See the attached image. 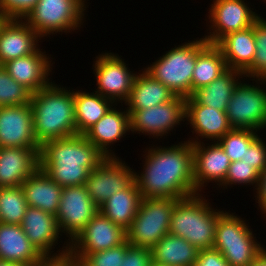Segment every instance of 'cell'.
I'll return each mask as SVG.
<instances>
[{"label":"cell","mask_w":266,"mask_h":266,"mask_svg":"<svg viewBox=\"0 0 266 266\" xmlns=\"http://www.w3.org/2000/svg\"><path fill=\"white\" fill-rule=\"evenodd\" d=\"M257 191H255L256 195H255V200L257 202L258 200V210L260 209L262 215H264V218L266 216V168L264 169V171H262L260 173V176H259V181H258V185L256 187Z\"/></svg>","instance_id":"43"},{"label":"cell","mask_w":266,"mask_h":266,"mask_svg":"<svg viewBox=\"0 0 266 266\" xmlns=\"http://www.w3.org/2000/svg\"><path fill=\"white\" fill-rule=\"evenodd\" d=\"M152 250L144 247L129 245L121 266H150Z\"/></svg>","instance_id":"41"},{"label":"cell","mask_w":266,"mask_h":266,"mask_svg":"<svg viewBox=\"0 0 266 266\" xmlns=\"http://www.w3.org/2000/svg\"><path fill=\"white\" fill-rule=\"evenodd\" d=\"M28 206L56 216L63 187L54 182L40 167L22 184Z\"/></svg>","instance_id":"26"},{"label":"cell","mask_w":266,"mask_h":266,"mask_svg":"<svg viewBox=\"0 0 266 266\" xmlns=\"http://www.w3.org/2000/svg\"><path fill=\"white\" fill-rule=\"evenodd\" d=\"M8 18L0 11V28Z\"/></svg>","instance_id":"47"},{"label":"cell","mask_w":266,"mask_h":266,"mask_svg":"<svg viewBox=\"0 0 266 266\" xmlns=\"http://www.w3.org/2000/svg\"><path fill=\"white\" fill-rule=\"evenodd\" d=\"M176 198H141L137 214L126 230L127 242L152 249L169 234L171 215Z\"/></svg>","instance_id":"8"},{"label":"cell","mask_w":266,"mask_h":266,"mask_svg":"<svg viewBox=\"0 0 266 266\" xmlns=\"http://www.w3.org/2000/svg\"><path fill=\"white\" fill-rule=\"evenodd\" d=\"M193 266H230L224 256L216 249H201Z\"/></svg>","instance_id":"42"},{"label":"cell","mask_w":266,"mask_h":266,"mask_svg":"<svg viewBox=\"0 0 266 266\" xmlns=\"http://www.w3.org/2000/svg\"><path fill=\"white\" fill-rule=\"evenodd\" d=\"M40 150L0 147V188L21 186L40 167Z\"/></svg>","instance_id":"19"},{"label":"cell","mask_w":266,"mask_h":266,"mask_svg":"<svg viewBox=\"0 0 266 266\" xmlns=\"http://www.w3.org/2000/svg\"><path fill=\"white\" fill-rule=\"evenodd\" d=\"M205 144L203 141L192 144L193 178L197 194H202L203 187L209 182H215L219 187L224 182L231 164L229 156L218 142Z\"/></svg>","instance_id":"17"},{"label":"cell","mask_w":266,"mask_h":266,"mask_svg":"<svg viewBox=\"0 0 266 266\" xmlns=\"http://www.w3.org/2000/svg\"><path fill=\"white\" fill-rule=\"evenodd\" d=\"M121 57L112 52L98 54L93 63V73L97 81L94 92L123 106L122 103L129 98L137 72L130 71Z\"/></svg>","instance_id":"10"},{"label":"cell","mask_w":266,"mask_h":266,"mask_svg":"<svg viewBox=\"0 0 266 266\" xmlns=\"http://www.w3.org/2000/svg\"><path fill=\"white\" fill-rule=\"evenodd\" d=\"M33 132L40 146L50 140L77 135L73 90L54 81L32 93Z\"/></svg>","instance_id":"3"},{"label":"cell","mask_w":266,"mask_h":266,"mask_svg":"<svg viewBox=\"0 0 266 266\" xmlns=\"http://www.w3.org/2000/svg\"><path fill=\"white\" fill-rule=\"evenodd\" d=\"M126 164L119 157H106L90 171L84 186L98 208L112 194L127 188L134 181L135 170Z\"/></svg>","instance_id":"14"},{"label":"cell","mask_w":266,"mask_h":266,"mask_svg":"<svg viewBox=\"0 0 266 266\" xmlns=\"http://www.w3.org/2000/svg\"><path fill=\"white\" fill-rule=\"evenodd\" d=\"M39 0H0V11L8 19H23Z\"/></svg>","instance_id":"40"},{"label":"cell","mask_w":266,"mask_h":266,"mask_svg":"<svg viewBox=\"0 0 266 266\" xmlns=\"http://www.w3.org/2000/svg\"><path fill=\"white\" fill-rule=\"evenodd\" d=\"M98 209L84 185L64 187L56 219L62 236L64 233L65 237H68L65 241L70 244L95 216Z\"/></svg>","instance_id":"13"},{"label":"cell","mask_w":266,"mask_h":266,"mask_svg":"<svg viewBox=\"0 0 266 266\" xmlns=\"http://www.w3.org/2000/svg\"><path fill=\"white\" fill-rule=\"evenodd\" d=\"M41 50L39 48L35 53L16 58L2 65L16 82L24 85L32 93L38 92L52 83L49 75L54 63H51L49 54Z\"/></svg>","instance_id":"21"},{"label":"cell","mask_w":266,"mask_h":266,"mask_svg":"<svg viewBox=\"0 0 266 266\" xmlns=\"http://www.w3.org/2000/svg\"><path fill=\"white\" fill-rule=\"evenodd\" d=\"M0 147L41 148L33 132L31 103L0 107Z\"/></svg>","instance_id":"18"},{"label":"cell","mask_w":266,"mask_h":266,"mask_svg":"<svg viewBox=\"0 0 266 266\" xmlns=\"http://www.w3.org/2000/svg\"><path fill=\"white\" fill-rule=\"evenodd\" d=\"M126 241V230L98 211L70 242L69 254H90L117 247Z\"/></svg>","instance_id":"15"},{"label":"cell","mask_w":266,"mask_h":266,"mask_svg":"<svg viewBox=\"0 0 266 266\" xmlns=\"http://www.w3.org/2000/svg\"><path fill=\"white\" fill-rule=\"evenodd\" d=\"M248 5L245 0H213L207 16L210 32L203 38L209 44H217L227 34L251 27L262 16Z\"/></svg>","instance_id":"12"},{"label":"cell","mask_w":266,"mask_h":266,"mask_svg":"<svg viewBox=\"0 0 266 266\" xmlns=\"http://www.w3.org/2000/svg\"><path fill=\"white\" fill-rule=\"evenodd\" d=\"M142 70L136 75L129 98L124 103L129 114L135 110L167 103L176 96L167 86Z\"/></svg>","instance_id":"27"},{"label":"cell","mask_w":266,"mask_h":266,"mask_svg":"<svg viewBox=\"0 0 266 266\" xmlns=\"http://www.w3.org/2000/svg\"><path fill=\"white\" fill-rule=\"evenodd\" d=\"M104 156L84 135L50 140L41 146L40 168L61 187L84 185Z\"/></svg>","instance_id":"2"},{"label":"cell","mask_w":266,"mask_h":266,"mask_svg":"<svg viewBox=\"0 0 266 266\" xmlns=\"http://www.w3.org/2000/svg\"><path fill=\"white\" fill-rule=\"evenodd\" d=\"M255 37V56L253 64L243 73L253 80L266 81V20L259 18L253 25Z\"/></svg>","instance_id":"35"},{"label":"cell","mask_w":266,"mask_h":266,"mask_svg":"<svg viewBox=\"0 0 266 266\" xmlns=\"http://www.w3.org/2000/svg\"><path fill=\"white\" fill-rule=\"evenodd\" d=\"M74 111L77 134L83 135L90 127L98 122L115 103L98 94L73 90Z\"/></svg>","instance_id":"30"},{"label":"cell","mask_w":266,"mask_h":266,"mask_svg":"<svg viewBox=\"0 0 266 266\" xmlns=\"http://www.w3.org/2000/svg\"><path fill=\"white\" fill-rule=\"evenodd\" d=\"M33 266H77V263L67 254L60 257H45L41 262Z\"/></svg>","instance_id":"44"},{"label":"cell","mask_w":266,"mask_h":266,"mask_svg":"<svg viewBox=\"0 0 266 266\" xmlns=\"http://www.w3.org/2000/svg\"><path fill=\"white\" fill-rule=\"evenodd\" d=\"M250 266H266V248L262 253L250 264Z\"/></svg>","instance_id":"45"},{"label":"cell","mask_w":266,"mask_h":266,"mask_svg":"<svg viewBox=\"0 0 266 266\" xmlns=\"http://www.w3.org/2000/svg\"><path fill=\"white\" fill-rule=\"evenodd\" d=\"M141 198L134 180L127 188L112 194L98 210L114 224L127 230L137 214Z\"/></svg>","instance_id":"29"},{"label":"cell","mask_w":266,"mask_h":266,"mask_svg":"<svg viewBox=\"0 0 266 266\" xmlns=\"http://www.w3.org/2000/svg\"><path fill=\"white\" fill-rule=\"evenodd\" d=\"M185 100L182 96H175L167 103L131 112L130 131L149 135V138H165L170 131L175 130L174 127L185 122Z\"/></svg>","instance_id":"11"},{"label":"cell","mask_w":266,"mask_h":266,"mask_svg":"<svg viewBox=\"0 0 266 266\" xmlns=\"http://www.w3.org/2000/svg\"><path fill=\"white\" fill-rule=\"evenodd\" d=\"M202 195L178 199L169 225V234L184 238L199 250L213 248L217 220L224 212L214 209Z\"/></svg>","instance_id":"4"},{"label":"cell","mask_w":266,"mask_h":266,"mask_svg":"<svg viewBox=\"0 0 266 266\" xmlns=\"http://www.w3.org/2000/svg\"><path fill=\"white\" fill-rule=\"evenodd\" d=\"M260 174L252 167L242 160L231 162L224 182L216 188L233 187V185H252L256 189ZM223 186V187H222ZM225 187V188H224Z\"/></svg>","instance_id":"38"},{"label":"cell","mask_w":266,"mask_h":266,"mask_svg":"<svg viewBox=\"0 0 266 266\" xmlns=\"http://www.w3.org/2000/svg\"><path fill=\"white\" fill-rule=\"evenodd\" d=\"M150 266H166V265H161V264H158V263H155L154 261H152Z\"/></svg>","instance_id":"48"},{"label":"cell","mask_w":266,"mask_h":266,"mask_svg":"<svg viewBox=\"0 0 266 266\" xmlns=\"http://www.w3.org/2000/svg\"><path fill=\"white\" fill-rule=\"evenodd\" d=\"M260 135L250 144L242 161L260 174L266 168V144Z\"/></svg>","instance_id":"39"},{"label":"cell","mask_w":266,"mask_h":266,"mask_svg":"<svg viewBox=\"0 0 266 266\" xmlns=\"http://www.w3.org/2000/svg\"><path fill=\"white\" fill-rule=\"evenodd\" d=\"M87 0H39L23 20L42 38L80 29Z\"/></svg>","instance_id":"7"},{"label":"cell","mask_w":266,"mask_h":266,"mask_svg":"<svg viewBox=\"0 0 266 266\" xmlns=\"http://www.w3.org/2000/svg\"><path fill=\"white\" fill-rule=\"evenodd\" d=\"M28 204L21 186L0 188V222L21 225Z\"/></svg>","instance_id":"33"},{"label":"cell","mask_w":266,"mask_h":266,"mask_svg":"<svg viewBox=\"0 0 266 266\" xmlns=\"http://www.w3.org/2000/svg\"><path fill=\"white\" fill-rule=\"evenodd\" d=\"M41 39L23 19H7L0 28V66L35 53Z\"/></svg>","instance_id":"20"},{"label":"cell","mask_w":266,"mask_h":266,"mask_svg":"<svg viewBox=\"0 0 266 266\" xmlns=\"http://www.w3.org/2000/svg\"><path fill=\"white\" fill-rule=\"evenodd\" d=\"M21 227L30 242L44 257H60L69 254V243L67 241H64L61 250L59 249L56 251L57 253H53L56 244L58 245L61 242L59 238L62 236L56 216L39 208L28 206Z\"/></svg>","instance_id":"16"},{"label":"cell","mask_w":266,"mask_h":266,"mask_svg":"<svg viewBox=\"0 0 266 266\" xmlns=\"http://www.w3.org/2000/svg\"><path fill=\"white\" fill-rule=\"evenodd\" d=\"M114 105L83 135L106 157H117L110 146L130 133V117L127 110ZM128 132V133H127ZM124 135V136H123Z\"/></svg>","instance_id":"23"},{"label":"cell","mask_w":266,"mask_h":266,"mask_svg":"<svg viewBox=\"0 0 266 266\" xmlns=\"http://www.w3.org/2000/svg\"><path fill=\"white\" fill-rule=\"evenodd\" d=\"M151 250L153 261L166 266H193L200 251L184 238L171 234L165 235Z\"/></svg>","instance_id":"31"},{"label":"cell","mask_w":266,"mask_h":266,"mask_svg":"<svg viewBox=\"0 0 266 266\" xmlns=\"http://www.w3.org/2000/svg\"><path fill=\"white\" fill-rule=\"evenodd\" d=\"M228 69L221 49L216 44L207 43L197 54L193 70L192 93L206 86Z\"/></svg>","instance_id":"32"},{"label":"cell","mask_w":266,"mask_h":266,"mask_svg":"<svg viewBox=\"0 0 266 266\" xmlns=\"http://www.w3.org/2000/svg\"><path fill=\"white\" fill-rule=\"evenodd\" d=\"M229 69L244 73L254 61L255 37L253 26L227 34L217 44Z\"/></svg>","instance_id":"28"},{"label":"cell","mask_w":266,"mask_h":266,"mask_svg":"<svg viewBox=\"0 0 266 266\" xmlns=\"http://www.w3.org/2000/svg\"><path fill=\"white\" fill-rule=\"evenodd\" d=\"M150 147L143 155V170L134 174L141 197L183 199L196 195L192 143L187 139L166 147Z\"/></svg>","instance_id":"1"},{"label":"cell","mask_w":266,"mask_h":266,"mask_svg":"<svg viewBox=\"0 0 266 266\" xmlns=\"http://www.w3.org/2000/svg\"><path fill=\"white\" fill-rule=\"evenodd\" d=\"M207 43L202 37L175 45L144 70L167 86L176 96L188 98L192 94V78L197 54Z\"/></svg>","instance_id":"5"},{"label":"cell","mask_w":266,"mask_h":266,"mask_svg":"<svg viewBox=\"0 0 266 266\" xmlns=\"http://www.w3.org/2000/svg\"><path fill=\"white\" fill-rule=\"evenodd\" d=\"M130 244L125 243L107 250L96 251L90 254H69L77 266H121L126 249Z\"/></svg>","instance_id":"37"},{"label":"cell","mask_w":266,"mask_h":266,"mask_svg":"<svg viewBox=\"0 0 266 266\" xmlns=\"http://www.w3.org/2000/svg\"><path fill=\"white\" fill-rule=\"evenodd\" d=\"M245 75L235 69H227L219 77L206 86L193 91L186 98L185 104H202L220 111H226L231 95Z\"/></svg>","instance_id":"25"},{"label":"cell","mask_w":266,"mask_h":266,"mask_svg":"<svg viewBox=\"0 0 266 266\" xmlns=\"http://www.w3.org/2000/svg\"><path fill=\"white\" fill-rule=\"evenodd\" d=\"M44 258L27 238L21 225L0 222V260L33 266Z\"/></svg>","instance_id":"24"},{"label":"cell","mask_w":266,"mask_h":266,"mask_svg":"<svg viewBox=\"0 0 266 266\" xmlns=\"http://www.w3.org/2000/svg\"><path fill=\"white\" fill-rule=\"evenodd\" d=\"M241 80L227 105L229 124L233 129L261 132L266 129V81L252 79L256 82L252 85L244 81L245 78Z\"/></svg>","instance_id":"9"},{"label":"cell","mask_w":266,"mask_h":266,"mask_svg":"<svg viewBox=\"0 0 266 266\" xmlns=\"http://www.w3.org/2000/svg\"><path fill=\"white\" fill-rule=\"evenodd\" d=\"M258 132L249 129H232L217 141L229 156L231 162L242 160Z\"/></svg>","instance_id":"34"},{"label":"cell","mask_w":266,"mask_h":266,"mask_svg":"<svg viewBox=\"0 0 266 266\" xmlns=\"http://www.w3.org/2000/svg\"><path fill=\"white\" fill-rule=\"evenodd\" d=\"M32 92L24 85L16 82L0 66V107L18 106L30 103Z\"/></svg>","instance_id":"36"},{"label":"cell","mask_w":266,"mask_h":266,"mask_svg":"<svg viewBox=\"0 0 266 266\" xmlns=\"http://www.w3.org/2000/svg\"><path fill=\"white\" fill-rule=\"evenodd\" d=\"M185 121H188L187 125L190 124L193 129L192 135L194 133L197 135L194 136L196 139L189 138L188 141L192 144L200 143L205 138L212 143L217 142L233 129L229 124L226 111L202 104H185Z\"/></svg>","instance_id":"22"},{"label":"cell","mask_w":266,"mask_h":266,"mask_svg":"<svg viewBox=\"0 0 266 266\" xmlns=\"http://www.w3.org/2000/svg\"><path fill=\"white\" fill-rule=\"evenodd\" d=\"M0 266H31V265L0 260Z\"/></svg>","instance_id":"46"},{"label":"cell","mask_w":266,"mask_h":266,"mask_svg":"<svg viewBox=\"0 0 266 266\" xmlns=\"http://www.w3.org/2000/svg\"><path fill=\"white\" fill-rule=\"evenodd\" d=\"M234 214L225 210L218 217L213 248L230 266H250L265 247L254 237L246 220Z\"/></svg>","instance_id":"6"}]
</instances>
